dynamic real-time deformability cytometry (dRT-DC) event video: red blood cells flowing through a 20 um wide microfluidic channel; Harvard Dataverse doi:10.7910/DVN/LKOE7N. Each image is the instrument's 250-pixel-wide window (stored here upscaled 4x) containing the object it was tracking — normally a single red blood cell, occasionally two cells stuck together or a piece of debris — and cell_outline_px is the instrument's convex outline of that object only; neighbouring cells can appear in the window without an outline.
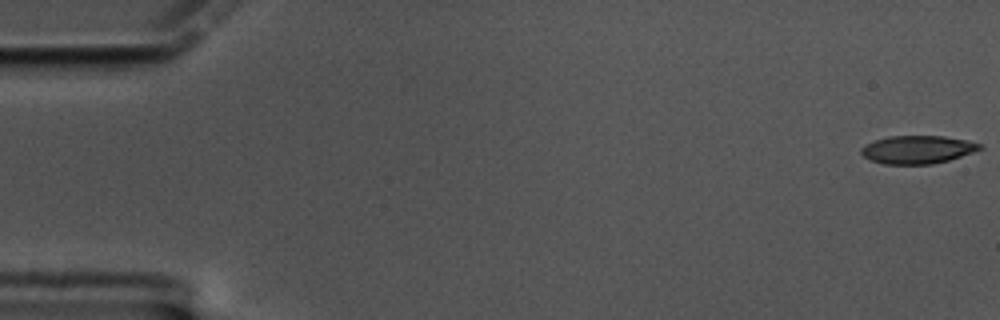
{"species": "common noctule bat (a hibernating species)", "species_latin": "Nyctalus noctula", "temperature_condition": "cold", "stored_images_in_passage": 22, "camera_frame_rate_fps": 3000, "um_per_image_px": 0.085, "animal": {"sex": "male", "body_mass_g": 17.5, "forearm_length_mm": 52.3}, "frame": {"image": 1, "passage_image": 1, "time_ms": 0.0, "image_size_px": [1000, 320], "cell_outline_px": [[984, 148], [948, 160], [932, 164], [884, 164], [872, 160], [864, 156], [860, 152], [860, 148], [864, 144], [888, 136], [944, 136], [968, 140], [984, 144]], "centroid_in_image_um": [78.0, 12.7], "position_along_channel_um": 7.0, "area_um2": 19.42}}